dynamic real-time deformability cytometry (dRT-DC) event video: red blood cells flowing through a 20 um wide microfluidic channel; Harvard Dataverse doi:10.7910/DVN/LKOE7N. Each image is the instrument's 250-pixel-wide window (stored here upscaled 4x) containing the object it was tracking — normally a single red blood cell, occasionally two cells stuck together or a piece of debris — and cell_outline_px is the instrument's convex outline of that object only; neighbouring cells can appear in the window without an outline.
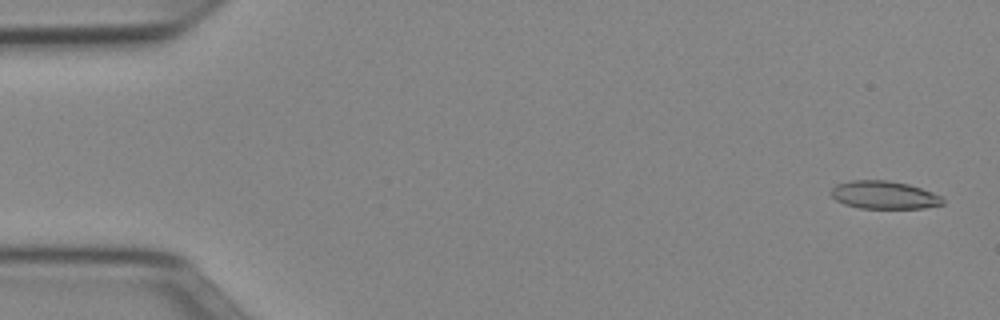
{"species": "Egyptian fruit bat (a non-hibernating species)", "species_latin": "Rousettus aegyptiacus", "temperature_condition": "cold", "stored_images_in_passage": 51, "camera_frame_rate_fps": 3000, "um_per_image_px": 0.085, "animal": {"sex": "female"}, "frame": {"image": 1, "passage_image": 2, "time_ms": 0.333, "image_size_px": [1000, 320], "cell_outline_px": [[944, 204], [924, 208], [860, 208], [844, 204], [836, 200], [828, 192], [836, 184], [852, 180], [888, 180], [908, 184], [932, 192], [940, 196], [944, 200]], "centroid_in_image_um": [75.12, 16.57], "position_along_channel_um": 9.9, "area_um2": 18.21}}
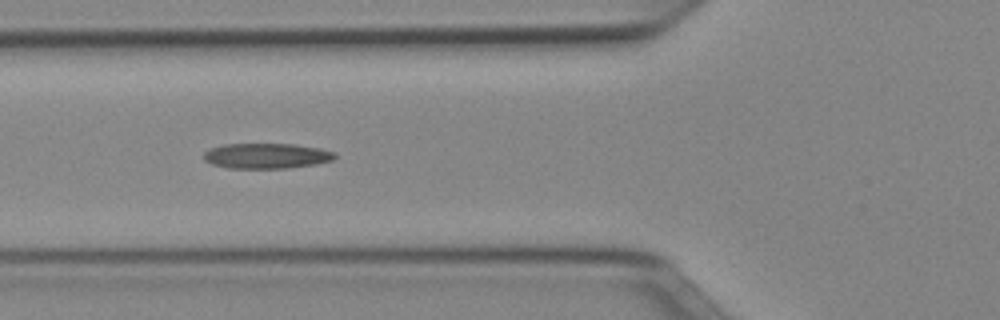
{"frame": {"image": 2, "passage_image": 19, "time_ms": 6.0, "image_size_px": [1000, 320], "cell_outline_px": [[336, 156], [332, 160], [316, 164], [288, 168], [228, 168], [212, 164], [204, 160], [204, 152], [212, 148], [224, 144], [296, 144], [320, 148], [336, 152]], "centroid_in_image_um": [22.68, 13.25], "position_along_channel_um": 103.1, "area_um2": 19.36}}
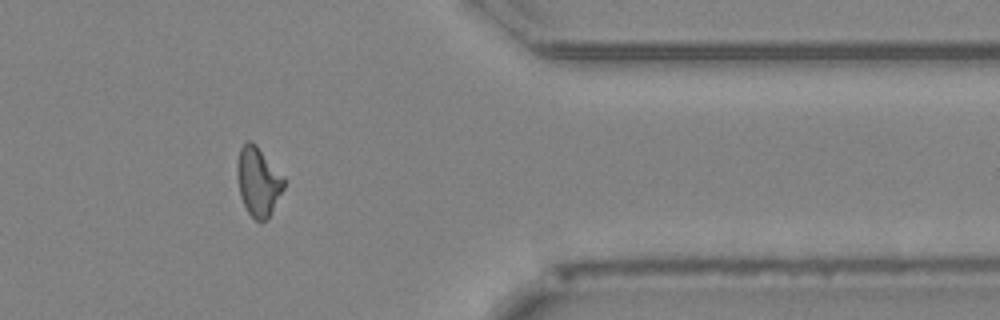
{"frame": {"image": 3, "passage_image": 42, "time_ms": 13.667, "image_size_px": [1000, 320], "cell_outline_px": [[284, 188], [268, 216], [260, 224], [248, 212], [240, 196], [236, 172], [236, 164], [240, 148], [248, 140], [252, 140], [256, 144], [284, 176]], "centroid_in_image_um": [21.93, 15.39], "position_along_channel_um": 389.5, "area_um2": 18.73}, "authors_computed_cell_mechanics": {"area_um2": 18.785, "velocity_mm_per_s": 3.9745, "shape_relaxation_time_tau1_ms": null, "shape_relaxation_time_tau2_ms": 4.9883, "deformation_change_tau1": null, "deformation_change_tau2": 0.1434}}